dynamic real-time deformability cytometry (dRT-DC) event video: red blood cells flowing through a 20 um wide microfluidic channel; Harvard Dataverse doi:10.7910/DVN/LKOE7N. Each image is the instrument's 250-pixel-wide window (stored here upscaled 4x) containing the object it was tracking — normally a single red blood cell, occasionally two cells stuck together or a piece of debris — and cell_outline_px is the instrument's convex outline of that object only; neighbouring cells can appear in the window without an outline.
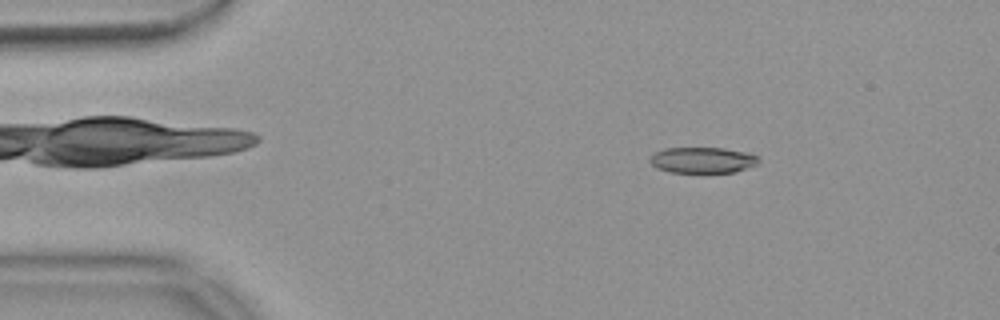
{"species": "common noctule bat (a hibernating species)", "species_latin": "Nyctalus noctula", "temperature_condition": "warm", "stored_images_in_passage": 54, "camera_frame_rate_fps": 3000, "um_per_image_px": 0.085, "animal": {"sex": "female", "body_mass_g": 18.4}, "frame": {"image": 1, "passage_image": 8, "time_ms": 2.333, "image_size_px": [1000, 320], "cell_outline_px": [[760, 160], [756, 164], [736, 172], [704, 176], [668, 172], [656, 168], [648, 160], [648, 156], [664, 148], [724, 148], [748, 152], [756, 156]], "centroid_in_image_um": [59.68, 13.67], "position_along_channel_um": 25.3, "area_um2": 17.46}}
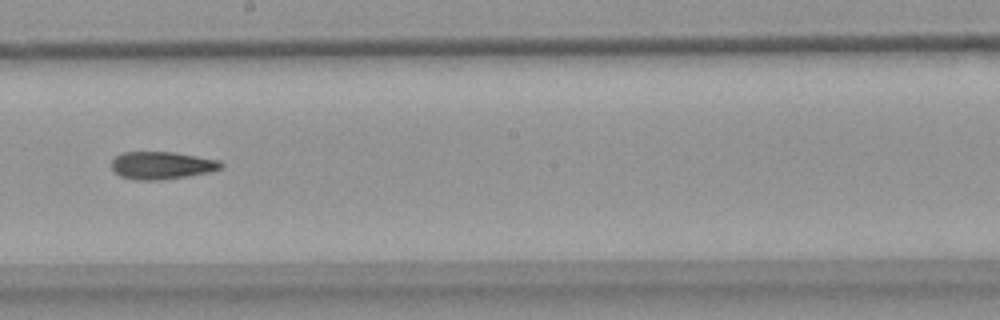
{"frame": {"image": 2, "passage_image": 30, "time_ms": 9.667, "image_size_px": [1000, 320], "cell_outline_px": [[224, 168], [208, 172], [188, 176], [160, 180], [132, 180], [120, 176], [112, 168], [112, 160], [116, 156], [124, 152], [172, 152], [220, 160], [224, 164]], "centroid_in_image_um": [13.77, 14.06], "position_along_channel_um": 234.4, "area_um2": 17.63}}
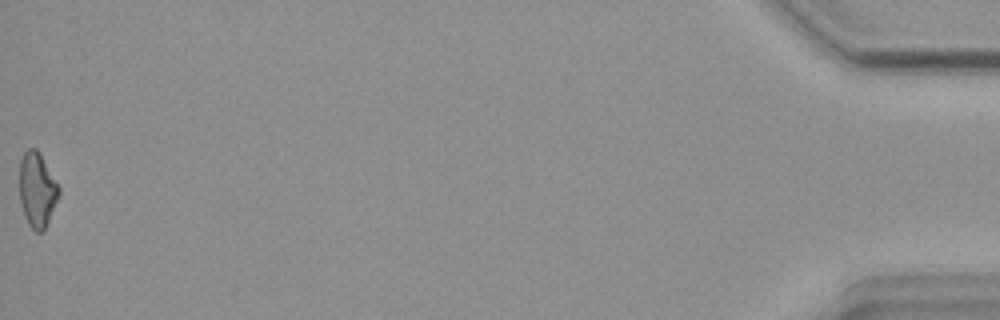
{"frame": {"image": 3, "passage_image": 54, "time_ms": 17.667, "image_size_px": [1000, 320], "cell_outline_px": [[60, 196], [44, 232], [36, 232], [28, 224], [24, 216], [20, 200], [20, 160], [24, 152], [28, 148], [36, 148], [40, 152], [60, 188]], "centroid_in_image_um": [3.17, 16.15], "position_along_channel_um": 432.0, "area_um2": 17.4}, "authors_computed_cell_mechanics": {"area_um2": 17.5134, "velocity_mm_per_s": 3.7395, "shape_relaxation_time_tau1_ms": null, "shape_relaxation_time_tau2_ms": 11.305, "deformation_change_tau1": null, "deformation_change_tau2": 0.2531}}